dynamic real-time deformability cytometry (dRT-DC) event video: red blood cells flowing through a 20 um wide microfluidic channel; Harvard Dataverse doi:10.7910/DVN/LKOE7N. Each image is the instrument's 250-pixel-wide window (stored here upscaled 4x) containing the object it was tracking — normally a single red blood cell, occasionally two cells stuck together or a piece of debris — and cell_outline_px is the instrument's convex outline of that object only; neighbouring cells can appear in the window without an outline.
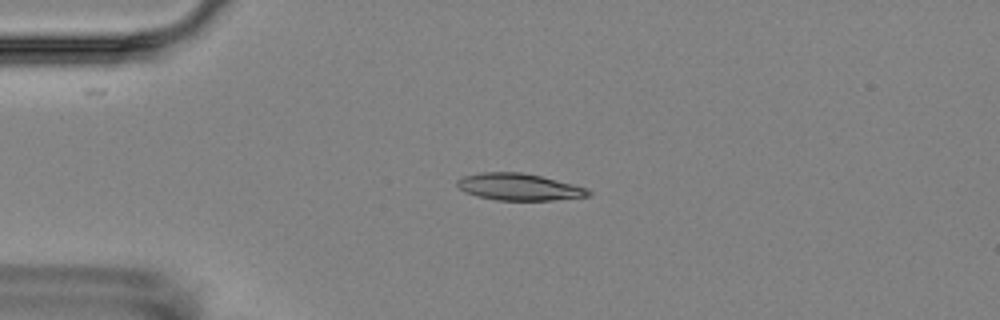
{"species": "Egyptian fruit bat (a non-hibernating species)", "species_latin": "Rousettus aegyptiacus", "temperature_condition": "room temperature", "stored_images_in_passage": 8, "camera_frame_rate_fps": 3000, "um_per_image_px": 0.085, "animal": {"sex": "female"}, "frame": {"image": 1, "passage_image": 3, "time_ms": 3.0, "image_size_px": [1000, 320], "cell_outline_px": [[592, 196], [552, 200], [496, 200], [476, 196], [464, 192], [456, 184], [456, 180], [464, 176], [480, 172], [520, 172], [540, 176], [588, 188], [592, 192]], "centroid_in_image_um": [44.11, 15.89], "position_along_channel_um": 40.9, "area_um2": 20.58}}
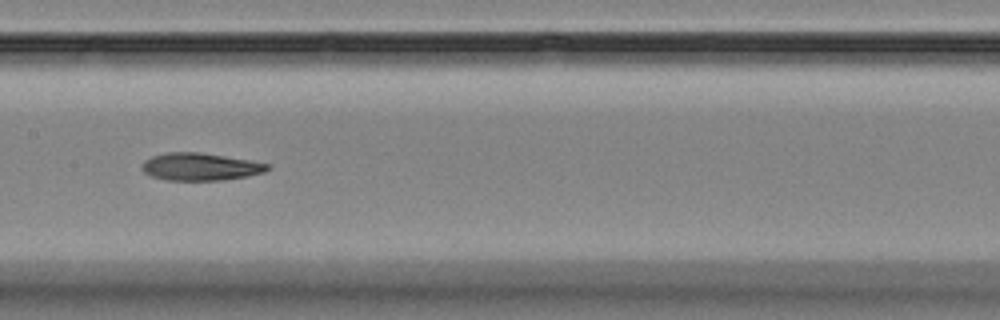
{"frame": {"image": 2, "passage_image": 7, "time_ms": 8.0, "image_size_px": [1000, 320], "cell_outline_px": [[272, 168], [264, 172], [248, 176], [220, 180], [164, 180], [152, 176], [144, 172], [140, 168], [140, 164], [144, 160], [152, 156], [168, 152], [200, 152], [248, 160], [268, 164]], "centroid_in_image_um": [16.98, 14.17], "position_along_channel_um": 190.4, "area_um2": 20.11}}
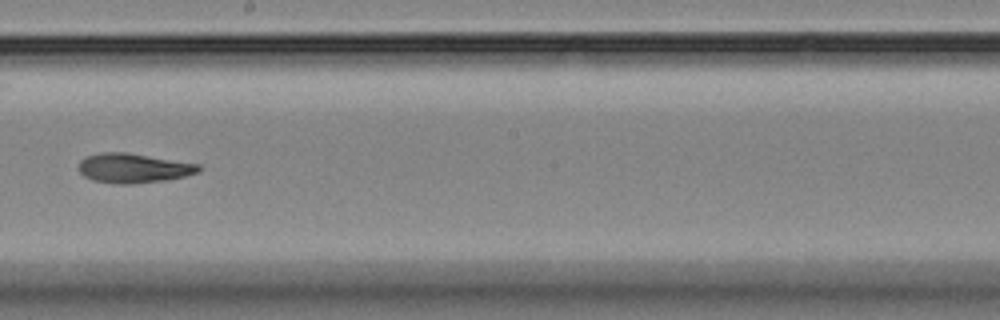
{"frame": {"image": 3, "passage_image": 8, "time_ms": 9.333, "image_size_px": [1000, 320], "cell_outline_px": [[200, 172], [184, 176], [164, 180], [132, 184], [116, 184], [92, 180], [84, 176], [80, 172], [80, 160], [88, 156], [100, 152], [128, 152], [200, 164]], "centroid_in_image_um": [11.35, 14.28], "position_along_channel_um": 236.8, "area_um2": 20.63}}